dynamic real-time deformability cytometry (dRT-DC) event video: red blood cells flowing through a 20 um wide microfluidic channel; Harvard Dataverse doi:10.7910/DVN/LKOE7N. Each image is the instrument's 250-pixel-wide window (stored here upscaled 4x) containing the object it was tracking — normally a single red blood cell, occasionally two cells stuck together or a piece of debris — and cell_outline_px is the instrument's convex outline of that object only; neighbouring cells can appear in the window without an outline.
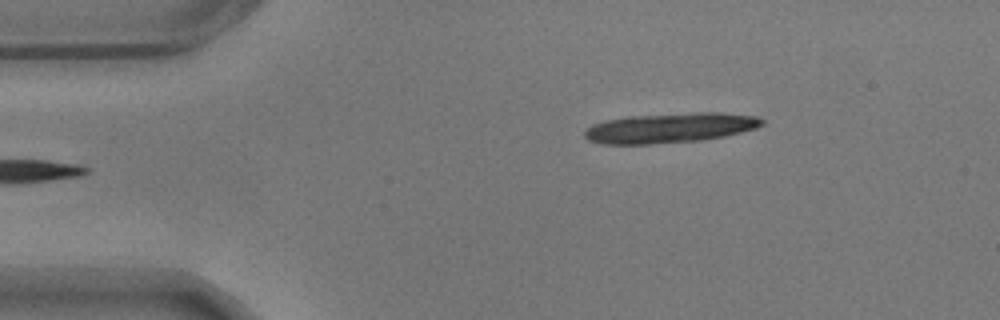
{"species": "common noctule bat (a hibernating species)", "species_latin": "Nyctalus noctula", "temperature_condition": "warm", "stored_images_in_passage": 11, "camera_frame_rate_fps": 3000, "um_per_image_px": 0.085, "animal": {"sex": "male", "body_mass_g": 17.9}, "frame": {"image": 1, "passage_image": 1, "time_ms": 0.0, "image_size_px": [1000, 320], "cell_outline_px": [[764, 124], [756, 128], [724, 136], [700, 140], [648, 144], [600, 144], [588, 140], [584, 136], [584, 132], [592, 124], [608, 120], [628, 116], [696, 112], [720, 112], [756, 116], [764, 120]], "centroid_in_image_um": [56.95, 10.86], "position_along_channel_um": 28.1, "area_um2": 30.87}}